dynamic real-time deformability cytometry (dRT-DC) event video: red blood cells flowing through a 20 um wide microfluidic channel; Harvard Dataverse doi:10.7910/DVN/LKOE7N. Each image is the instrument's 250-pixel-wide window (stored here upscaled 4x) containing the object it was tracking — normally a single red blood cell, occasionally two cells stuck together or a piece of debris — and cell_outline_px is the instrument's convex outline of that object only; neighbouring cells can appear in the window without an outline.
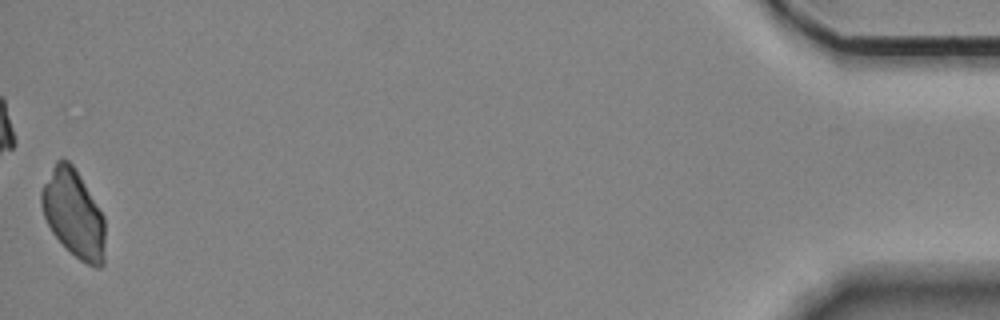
{"species": "Egyptian fruit bat (a non-hibernating species)", "species_latin": "Rousettus aegyptiacus", "temperature_condition": "room temperature", "stored_images_in_passage": 56, "camera_frame_rate_fps": 3000, "um_per_image_px": 0.085, "animal": {"sex": "female"}, "frame": {"image": 1, "passage_image": 56, "time_ms": 18.333, "image_size_px": [1000, 320], "cell_outline_px": [[104, 264], [100, 268], [96, 268], [80, 260], [52, 232], [44, 216], [40, 204], [40, 192], [56, 160], [68, 160], [72, 164], [104, 216]], "centroid_in_image_um": [6.25, 18.17], "position_along_channel_um": 428.9, "area_um2": 31.91}}